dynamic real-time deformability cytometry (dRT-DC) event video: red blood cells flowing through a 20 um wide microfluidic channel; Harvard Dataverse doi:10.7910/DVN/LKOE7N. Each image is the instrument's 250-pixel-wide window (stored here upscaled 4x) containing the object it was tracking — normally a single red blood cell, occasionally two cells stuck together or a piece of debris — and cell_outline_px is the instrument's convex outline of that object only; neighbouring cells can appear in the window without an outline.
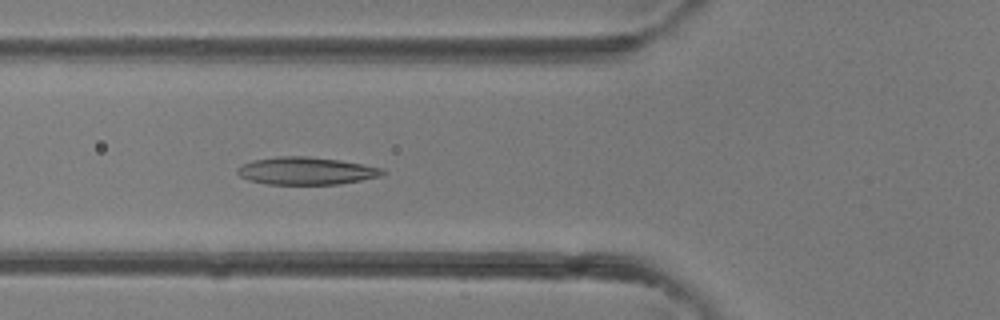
{"species": "common noctule bat (a hibernating species)", "species_latin": "Nyctalus noctula", "temperature_condition": "room temperature", "stored_images_in_passage": 41, "camera_frame_rate_fps": 3000, "um_per_image_px": 0.085, "animal": {"sex": "female"}, "frame": {"image": 1, "passage_image": 15, "time_ms": 4.667, "image_size_px": [1000, 320], "cell_outline_px": [[388, 172], [380, 176], [360, 180], [336, 184], [268, 184], [248, 180], [240, 176], [236, 172], [236, 168], [252, 160], [276, 156], [308, 156], [340, 160], [364, 164], [384, 168]], "centroid_in_image_um": [26.03, 14.51], "position_along_channel_um": 99.8, "area_um2": 23.41}}
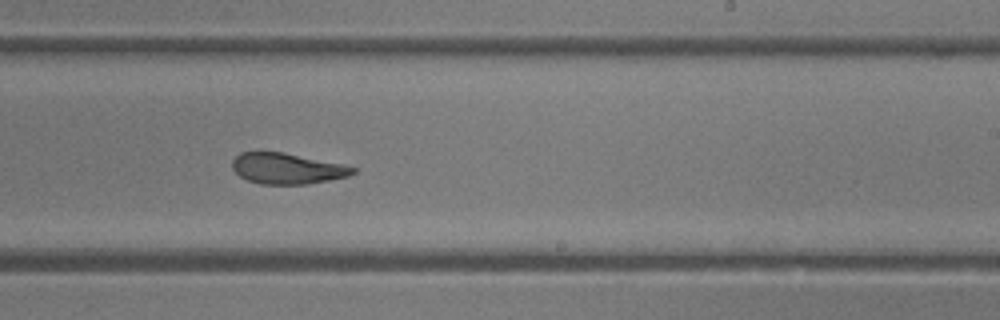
{"frame": {"image": 2, "passage_image": 25, "time_ms": 8.0, "image_size_px": [1000, 320], "cell_outline_px": [[356, 172], [348, 176], [308, 184], [260, 184], [248, 180], [240, 176], [232, 168], [232, 160], [240, 152], [284, 152], [340, 164], [356, 168]], "centroid_in_image_um": [24.37, 14.32], "position_along_channel_um": 264.6, "area_um2": 21.44}}
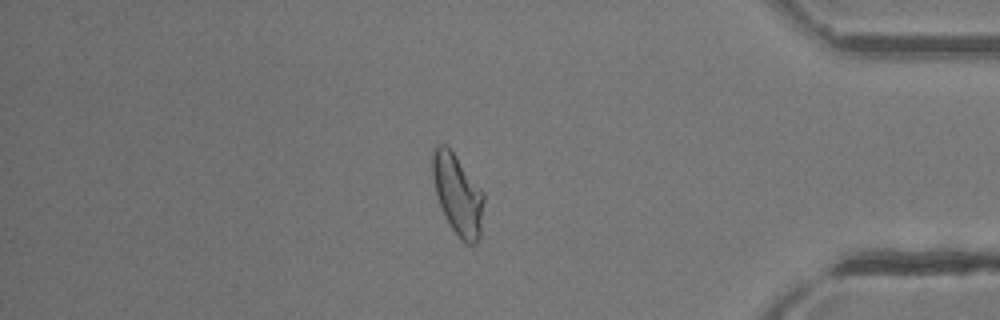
{"frame": {"image": 3, "passage_image": 35, "time_ms": 11.333, "image_size_px": [1000, 320], "cell_outline_px": [[484, 200], [480, 236], [476, 244], [468, 244], [452, 228], [436, 196], [432, 176], [432, 152], [436, 144], [444, 144], [452, 152], [484, 192]], "centroid_in_image_um": [38.9, 16.51], "position_along_channel_um": 396.3, "area_um2": 23.58}}